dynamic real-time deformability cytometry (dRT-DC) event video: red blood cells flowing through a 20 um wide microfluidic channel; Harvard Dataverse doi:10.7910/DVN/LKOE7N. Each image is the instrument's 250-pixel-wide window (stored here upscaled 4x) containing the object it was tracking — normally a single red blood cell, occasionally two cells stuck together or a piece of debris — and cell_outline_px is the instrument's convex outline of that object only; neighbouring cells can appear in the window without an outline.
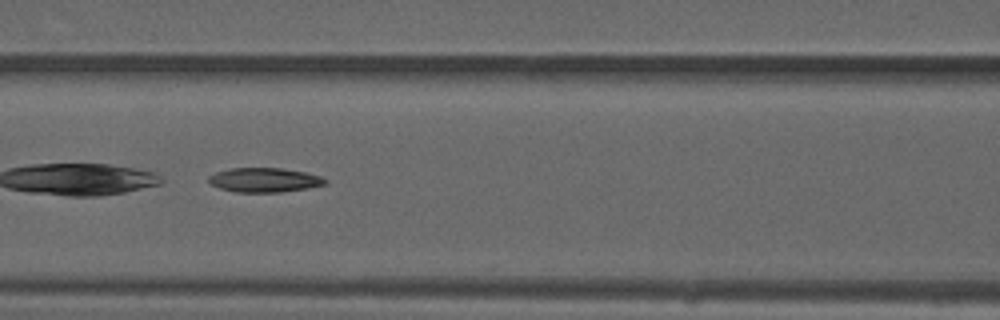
{"species": "common noctule bat (a hibernating species)", "species_latin": "Nyctalus noctula", "temperature_condition": "warm", "stored_images_in_passage": 48, "camera_frame_rate_fps": 3000, "um_per_image_px": 0.085, "animal": {"sex": "male", "forearm_length_mm": 52.5}, "frame": {"image": 1, "passage_image": 21, "time_ms": 6.667, "image_size_px": [1000, 320], "cell_outline_px": [[328, 184], [308, 188], [280, 192], [236, 192], [220, 188], [212, 184], [208, 180], [208, 176], [216, 172], [232, 168], [280, 168], [304, 172], [320, 176], [328, 180]], "centroid_in_image_um": [22.5, 15.3], "position_along_channel_um": 144.1, "area_um2": 16.47}}